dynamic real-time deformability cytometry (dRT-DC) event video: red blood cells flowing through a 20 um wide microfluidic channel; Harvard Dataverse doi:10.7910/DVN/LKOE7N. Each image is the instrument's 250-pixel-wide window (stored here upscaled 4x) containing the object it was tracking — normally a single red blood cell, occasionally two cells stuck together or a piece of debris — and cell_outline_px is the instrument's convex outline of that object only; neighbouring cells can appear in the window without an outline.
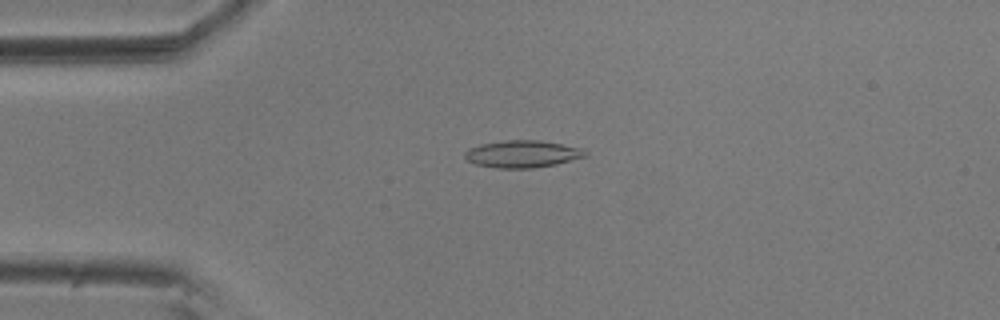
{"species": "common noctule bat (a hibernating species)", "species_latin": "Nyctalus noctula", "temperature_condition": "room temperature", "stored_images_in_passage": 55, "camera_frame_rate_fps": 3000, "um_per_image_px": 0.085, "animal": {"sex": "male", "body_mass_g": 20.5, "forearm_length_mm": 52.5}, "frame": {"image": 1, "passage_image": 13, "time_ms": 4.0, "image_size_px": [1000, 320], "cell_outline_px": [[588, 156], [556, 164], [532, 168], [496, 168], [476, 164], [468, 160], [464, 156], [464, 152], [468, 148], [480, 144], [504, 140], [540, 140], [580, 148], [588, 152]], "centroid_in_image_um": [44.39, 13.08], "position_along_channel_um": 40.6, "area_um2": 19.07}}
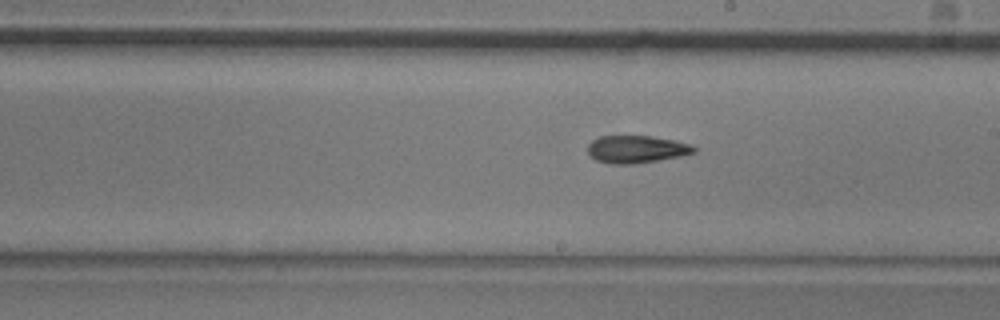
{"frame": {"image": 2, "passage_image": 31, "time_ms": 10.0, "image_size_px": [1000, 320], "cell_outline_px": [[696, 152], [680, 156], [660, 160], [632, 164], [608, 164], [596, 160], [588, 152], [588, 144], [592, 140], [600, 136], [652, 136], [676, 140], [692, 144], [696, 148]], "centroid_in_image_um": [54.12, 12.68], "position_along_channel_um": 234.9, "area_um2": 17.17}}
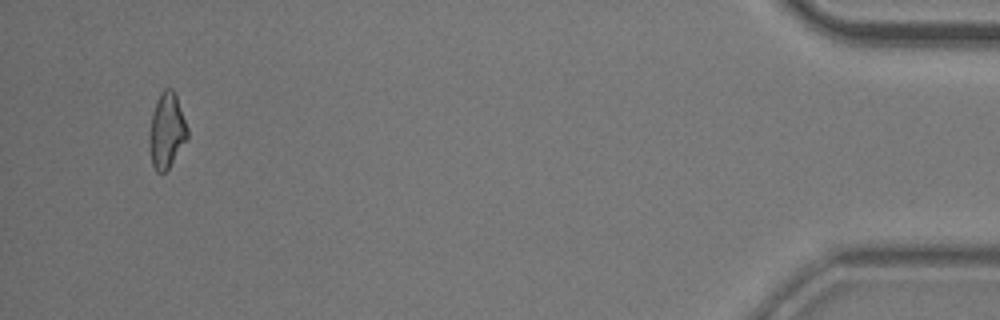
{"frame": {"image": 3, "passage_image": 53, "time_ms": 17.333, "image_size_px": [1000, 320], "cell_outline_px": [[188, 136], [168, 168], [164, 172], [156, 172], [152, 164], [148, 148], [148, 136], [152, 112], [156, 100], [160, 92], [164, 88], [172, 88], [176, 96], [188, 128]], "centroid_in_image_um": [14.13, 11.09], "position_along_channel_um": 421.1, "area_um2": 16.7}, "authors_computed_cell_mechanics": {"area_um2": 17.1666, "velocity_mm_per_s": 3.6166, "shape_relaxation_time_tau1_ms": 8.8613, "shape_relaxation_time_tau2_ms": 4.6445, "deformation_change_tau1": 0.1987, "deformation_change_tau2": 0.1268}}